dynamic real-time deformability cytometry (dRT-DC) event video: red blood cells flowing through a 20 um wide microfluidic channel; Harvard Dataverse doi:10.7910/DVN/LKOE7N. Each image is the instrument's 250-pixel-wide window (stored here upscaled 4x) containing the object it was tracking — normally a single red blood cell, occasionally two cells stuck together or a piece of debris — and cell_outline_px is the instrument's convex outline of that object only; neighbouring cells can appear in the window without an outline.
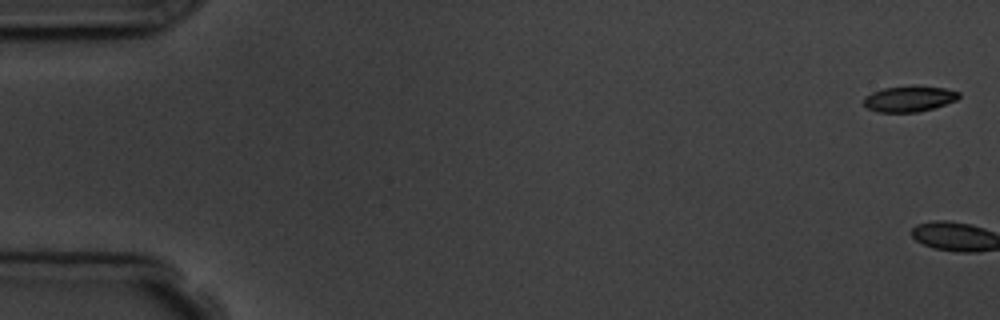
{"species": "common noctule bat (a hibernating species)", "species_latin": "Nyctalus noctula", "temperature_condition": "room temperature", "stored_images_in_passage": 5, "camera_frame_rate_fps": 3000, "um_per_image_px": 0.085, "animal": {"sex": "male", "body_mass_g": 19.5, "forearm_length_mm": 54.6}, "frame": {"image": 1, "passage_image": 1, "time_ms": 0.0, "image_size_px": [1000, 320], "cell_outline_px": [[960, 96], [956, 100], [932, 108], [916, 112], [876, 112], [868, 108], [864, 104], [864, 96], [872, 92], [884, 88], [912, 84], [916, 84], [944, 88], [960, 92]], "centroid_in_image_um": [77.27, 8.37], "position_along_channel_um": 7.7, "area_um2": 14.51}}